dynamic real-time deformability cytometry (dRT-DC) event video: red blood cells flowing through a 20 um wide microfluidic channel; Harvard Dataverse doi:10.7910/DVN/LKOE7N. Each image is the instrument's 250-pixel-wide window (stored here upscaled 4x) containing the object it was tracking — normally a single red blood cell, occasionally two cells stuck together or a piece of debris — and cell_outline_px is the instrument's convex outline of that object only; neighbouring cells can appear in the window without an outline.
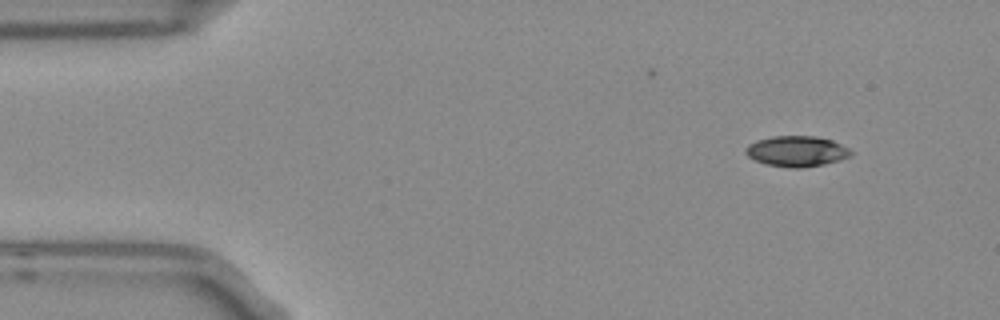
{"species": "Egyptian fruit bat (a non-hibernating species)", "species_latin": "Rousettus aegyptiacus", "temperature_condition": "room temperature", "stored_images_in_passage": 3, "camera_frame_rate_fps": 3000, "um_per_image_px": 0.085, "frame": {"image": 1, "passage_image": 1, "time_ms": 0.0, "image_size_px": [1000, 320], "cell_outline_px": [[852, 156], [840, 160], [824, 164], [800, 168], [788, 168], [764, 164], [748, 156], [744, 152], [744, 148], [748, 144], [756, 140], [772, 136], [816, 136], [832, 140], [848, 148], [852, 152]], "centroid_in_image_um": [67.69, 12.86], "position_along_channel_um": 17.3, "area_um2": 18.96}}